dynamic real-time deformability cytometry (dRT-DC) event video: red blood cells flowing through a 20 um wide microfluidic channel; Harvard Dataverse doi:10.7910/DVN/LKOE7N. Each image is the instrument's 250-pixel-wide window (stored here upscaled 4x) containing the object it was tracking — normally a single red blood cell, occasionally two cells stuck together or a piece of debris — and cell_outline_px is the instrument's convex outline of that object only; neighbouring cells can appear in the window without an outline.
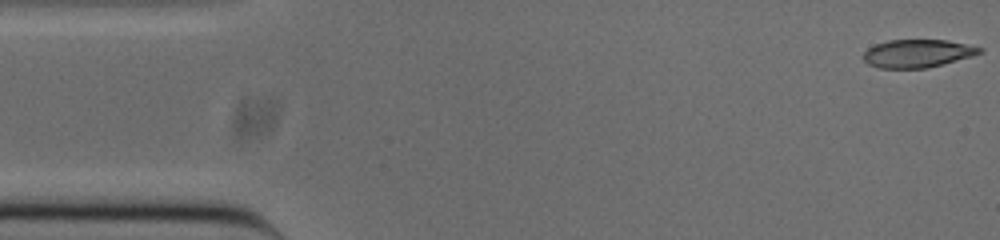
{"species": "common noctule bat (a hibernating species)", "species_latin": "Nyctalus noctula", "temperature_condition": "cold", "stored_images_in_passage": 52, "camera_frame_rate_fps": 3000, "um_per_image_px": 0.085, "animal": {"sex": "male", "body_mass_g": 20.0, "forearm_length_mm": 53.3}, "frame": {"image": 1, "passage_image": 1, "time_ms": 0.0, "image_size_px": [1000, 240], "cell_outline_px": [[984, 52], [972, 56], [944, 64], [928, 68], [876, 68], [868, 64], [860, 56], [868, 48], [876, 44], [888, 40], [948, 40], [984, 48]], "centroid_in_image_um": [77.98, 4.55], "position_along_channel_um": 7.0, "area_um2": 19.19}}
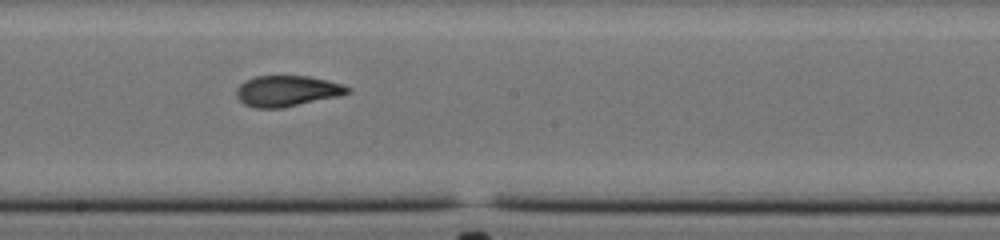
{"frame": {"image": 2, "passage_image": 27, "time_ms": 8.667, "image_size_px": [1000, 240], "cell_outline_px": [[352, 92], [340, 96], [284, 108], [256, 108], [244, 104], [236, 96], [236, 88], [244, 80], [256, 76], [308, 76], [328, 80], [344, 84], [352, 88]], "centroid_in_image_um": [24.44, 7.73], "position_along_channel_um": 223.8, "area_um2": 20.35}}
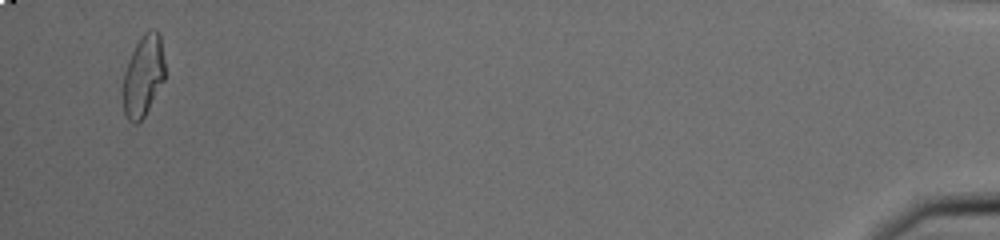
{"frame": {"image": 3, "passage_image": 50, "time_ms": 16.333, "image_size_px": [1000, 240], "cell_outline_px": [[164, 80], [144, 116], [136, 124], [132, 124], [128, 120], [124, 112], [120, 92], [120, 88], [124, 72], [128, 60], [136, 44], [144, 32], [152, 28], [156, 28], [160, 32], [164, 60]], "centroid_in_image_um": [12.14, 6.44], "position_along_channel_um": 423.1, "area_um2": 20.35}, "authors_computed_cell_mechanics": {"area_um2": 20.2589, "velocity_mm_per_s": 3.856, "shape_relaxation_time_tau1_ms": null, "shape_relaxation_time_tau2_ms": 2.218, "deformation_change_tau1": null, "deformation_change_tau2": 0.0877}}